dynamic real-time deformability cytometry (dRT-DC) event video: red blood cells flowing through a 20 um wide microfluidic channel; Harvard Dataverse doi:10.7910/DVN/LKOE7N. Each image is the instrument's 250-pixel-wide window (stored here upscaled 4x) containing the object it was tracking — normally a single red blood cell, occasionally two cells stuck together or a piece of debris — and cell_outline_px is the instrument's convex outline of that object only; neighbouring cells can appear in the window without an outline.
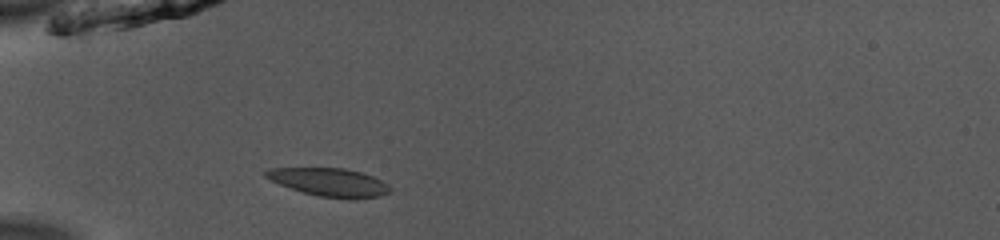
{"species": "common noctule bat (a hibernating species)", "species_latin": "Nyctalus noctula", "temperature_condition": "room temperature", "stored_images_in_passage": 41, "camera_frame_rate_fps": 3000, "um_per_image_px": 0.085, "animal": {"sex": "male", "body_mass_g": 13.0, "forearm_length_mm": 53.1}, "frame": {"image": 1, "passage_image": 6, "time_ms": 1.667, "image_size_px": [1000, 240], "cell_outline_px": [[392, 188], [388, 192], [380, 196], [352, 200], [348, 200], [320, 196], [304, 192], [280, 184], [264, 176], [264, 172], [268, 168], [344, 168], [360, 172], [372, 176], [388, 184]], "centroid_in_image_um": [28.03, 15.5], "position_along_channel_um": 57.0, "area_um2": 20.35}}
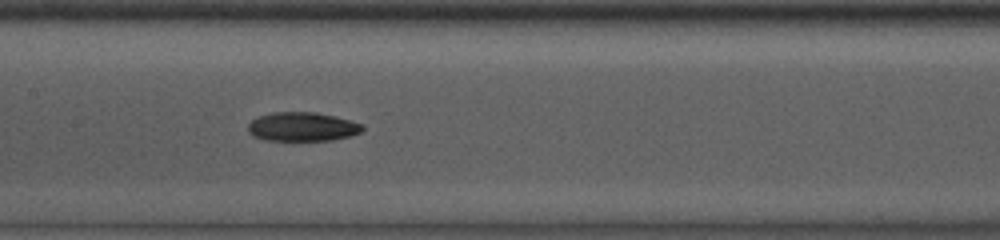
{"frame": {"image": 2, "passage_image": 16, "time_ms": 5.0, "image_size_px": [1000, 240], "cell_outline_px": [[364, 128], [360, 132], [348, 136], [332, 140], [268, 140], [252, 136], [248, 132], [248, 124], [252, 120], [260, 116], [272, 112], [316, 112], [336, 116], [364, 124]], "centroid_in_image_um": [25.7, 10.76], "position_along_channel_um": 181.7, "area_um2": 19.31}}
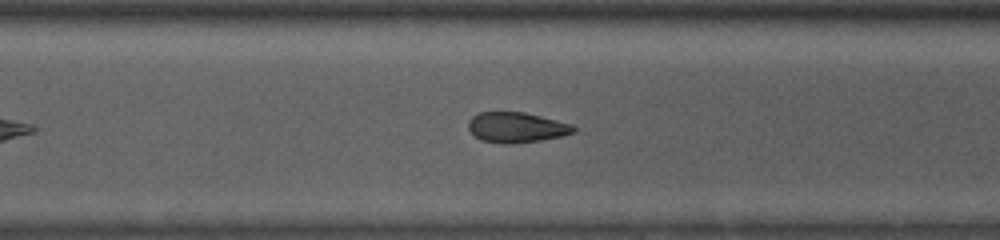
{"frame": {"image": 3, "passage_image": 27, "time_ms": 8.667, "image_size_px": [1000, 240], "cell_outline_px": [[576, 132], [560, 136], [540, 140], [512, 144], [504, 144], [480, 140], [468, 128], [468, 120], [472, 116], [480, 112], [524, 112], [572, 124], [576, 128]], "centroid_in_image_um": [43.89, 10.83], "position_along_channel_um": 326.7, "area_um2": 18.55}, "authors_computed_cell_mechanics": {"area_um2": 19.4786, "velocity_mm_per_s": 3.9726, "shape_relaxation_time_tau1_ms": 6.749, "shape_relaxation_time_tau2_ms": null, "deformation_change_tau1": 0.1085, "deformation_change_tau2": null}}